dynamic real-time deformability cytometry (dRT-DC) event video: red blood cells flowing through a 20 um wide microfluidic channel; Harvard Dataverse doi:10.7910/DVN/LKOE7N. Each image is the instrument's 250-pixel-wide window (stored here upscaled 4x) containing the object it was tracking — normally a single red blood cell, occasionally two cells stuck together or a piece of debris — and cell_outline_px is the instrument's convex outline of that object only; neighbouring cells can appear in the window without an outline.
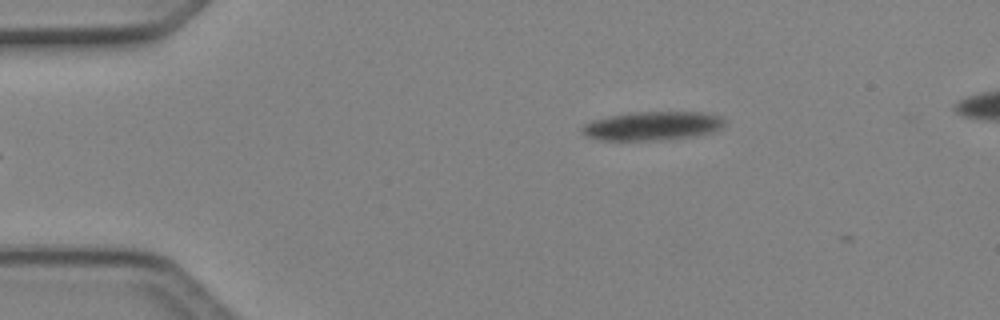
{"species": "Egyptian fruit bat (a non-hibernating species)", "species_latin": "Rousettus aegyptiacus", "temperature_condition": "cold", "stored_images_in_passage": 10, "camera_frame_rate_fps": 3000, "um_per_image_px": 0.085, "animal": {"sex": "female"}, "frame": {"image": 1, "passage_image": 2, "time_ms": 0.333, "image_size_px": [1000, 320], "cell_outline_px": [[724, 124], [720, 128], [712, 132], [688, 136], [660, 140], [600, 140], [588, 136], [580, 132], [580, 128], [584, 124], [592, 120], [608, 116], [636, 112], [700, 112], [720, 116], [724, 120]], "centroid_in_image_um": [55.39, 10.69], "position_along_channel_um": 29.6, "area_um2": 23.64}}